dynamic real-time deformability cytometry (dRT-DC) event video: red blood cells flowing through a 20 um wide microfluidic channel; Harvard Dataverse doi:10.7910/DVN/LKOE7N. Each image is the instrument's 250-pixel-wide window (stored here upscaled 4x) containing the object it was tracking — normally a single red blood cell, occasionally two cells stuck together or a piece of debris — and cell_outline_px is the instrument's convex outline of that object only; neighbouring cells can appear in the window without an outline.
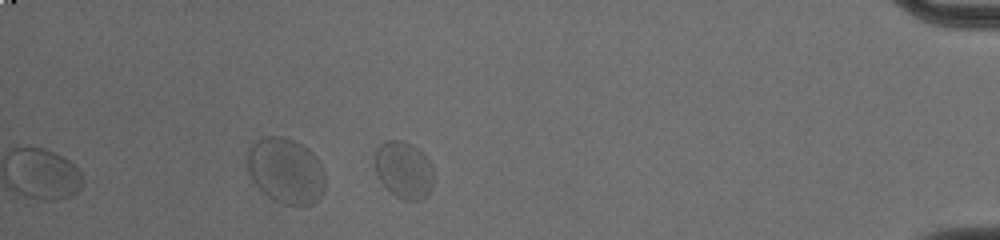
{"species": "common noctule bat (a hibernating species)", "species_latin": "Nyctalus noctula", "temperature_condition": "cold", "stored_images_in_passage": 36, "segment_of_instrument_passage": [2, 2], "camera_frame_rate_fps": 3000, "um_per_image_px": 0.085, "animal": {"sex": "male", "body_mass_g": 20.0, "forearm_length_mm": 53.3}, "frame": {"image": 1, "passage_image": 36, "time_ms": 11.667, "image_size_px": [1000, 240], "cell_outline_px": [[432, 188], [420, 200], [404, 200], [396, 196], [380, 180], [376, 172], [372, 160], [376, 148], [380, 144], [388, 140], [404, 140], [412, 144], [424, 152], [432, 168]], "centroid_in_image_um": [34.29, 14.39], "position_along_channel_um": 400.9, "area_um2": 19.65}}